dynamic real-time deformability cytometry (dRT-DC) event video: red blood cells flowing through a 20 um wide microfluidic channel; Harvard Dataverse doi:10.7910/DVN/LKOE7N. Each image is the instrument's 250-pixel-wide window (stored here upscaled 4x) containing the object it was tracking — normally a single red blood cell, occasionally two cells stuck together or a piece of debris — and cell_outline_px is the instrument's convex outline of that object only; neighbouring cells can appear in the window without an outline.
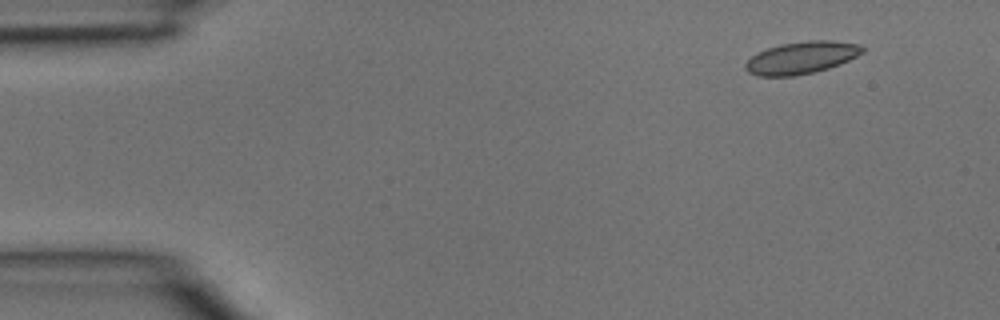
{"species": "common noctule bat (a hibernating species)", "species_latin": "Nyctalus noctula", "temperature_condition": "room temperature", "stored_images_in_passage": 3, "camera_frame_rate_fps": 3000, "um_per_image_px": 0.085, "animal": {"sex": "male", "body_mass_g": 15.6}, "frame": {"image": 1, "passage_image": 1, "time_ms": 0.0, "image_size_px": [1000, 320], "cell_outline_px": [[864, 52], [840, 64], [828, 68], [796, 76], [756, 76], [748, 72], [744, 68], [744, 64], [752, 56], [768, 48], [780, 44], [808, 40], [832, 40], [860, 44], [864, 48]], "centroid_in_image_um": [68.12, 4.9], "position_along_channel_um": 16.9, "area_um2": 21.96}}
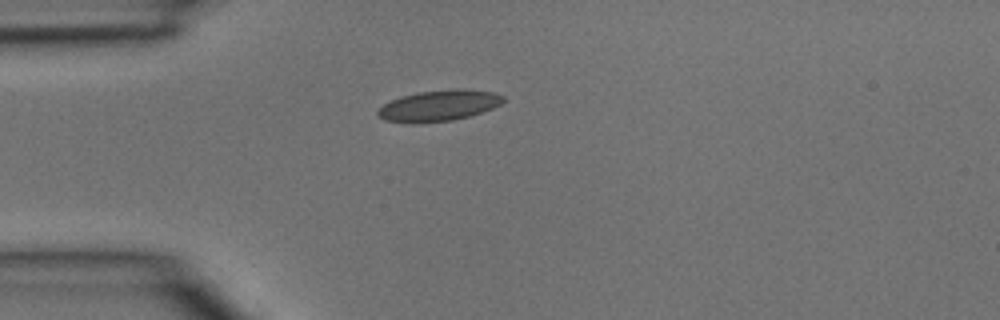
{"frame": {"image": 2, "passage_image": 3, "time_ms": 0.667, "image_size_px": [1000, 320], "cell_outline_px": [[504, 100], [500, 104], [492, 108], [468, 116], [452, 120], [412, 124], [384, 120], [376, 112], [384, 104], [400, 96], [416, 92], [452, 88], [464, 88], [492, 92], [504, 96]], "centroid_in_image_um": [37.28, 8.96], "position_along_channel_um": 47.7, "area_um2": 22.72}}